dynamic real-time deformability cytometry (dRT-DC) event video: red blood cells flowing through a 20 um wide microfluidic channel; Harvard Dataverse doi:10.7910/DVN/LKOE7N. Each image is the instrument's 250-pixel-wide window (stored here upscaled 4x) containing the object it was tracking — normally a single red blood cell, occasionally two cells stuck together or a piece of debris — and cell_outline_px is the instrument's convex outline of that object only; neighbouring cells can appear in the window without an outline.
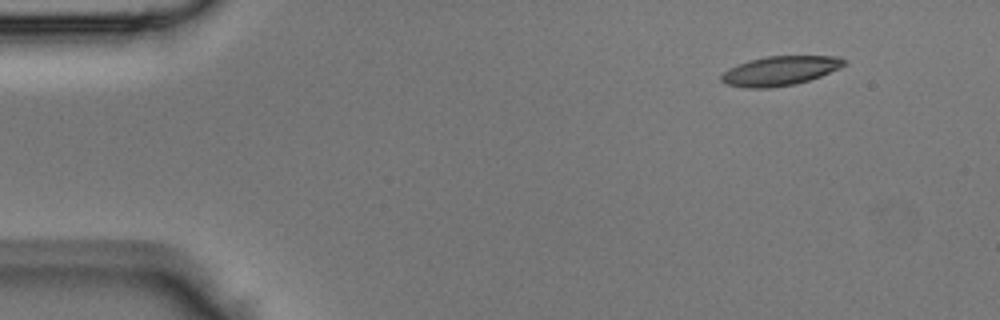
{"species": "Egyptian fruit bat (a non-hibernating species)", "species_latin": "Rousettus aegyptiacus", "temperature_condition": "room temperature", "stored_images_in_passage": 34, "camera_frame_rate_fps": 3000, "um_per_image_px": 0.085, "animal": {"sex": "male"}, "frame": {"image": 1, "passage_image": 1, "time_ms": 0.0, "image_size_px": [1000, 320], "cell_outline_px": [[844, 64], [840, 68], [820, 76], [796, 84], [768, 88], [744, 88], [724, 84], [720, 80], [720, 76], [728, 68], [736, 64], [748, 60], [768, 56], [840, 56], [844, 60]], "centroid_in_image_um": [66.24, 6.02], "position_along_channel_um": 18.8, "area_um2": 21.1}}
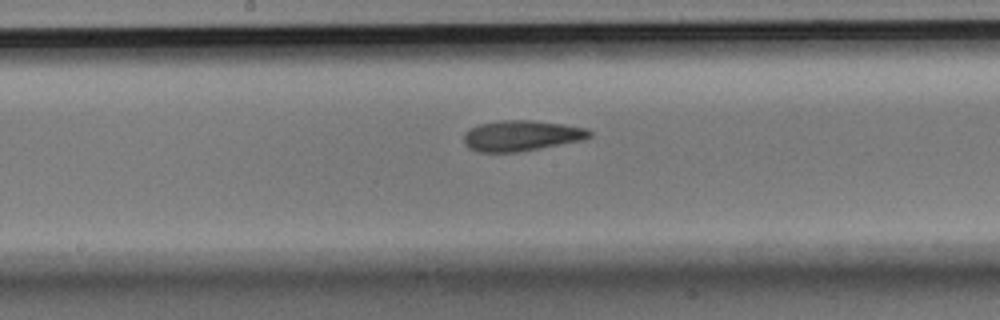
{"frame": {"image": 2, "passage_image": 19, "time_ms": 6.0, "image_size_px": [1000, 320], "cell_outline_px": [[592, 136], [580, 140], [516, 152], [476, 152], [468, 148], [464, 144], [464, 132], [480, 124], [504, 120], [532, 120], [560, 124], [584, 128], [592, 132]], "centroid_in_image_um": [44.25, 11.53], "position_along_channel_um": 203.9, "area_um2": 22.02}}
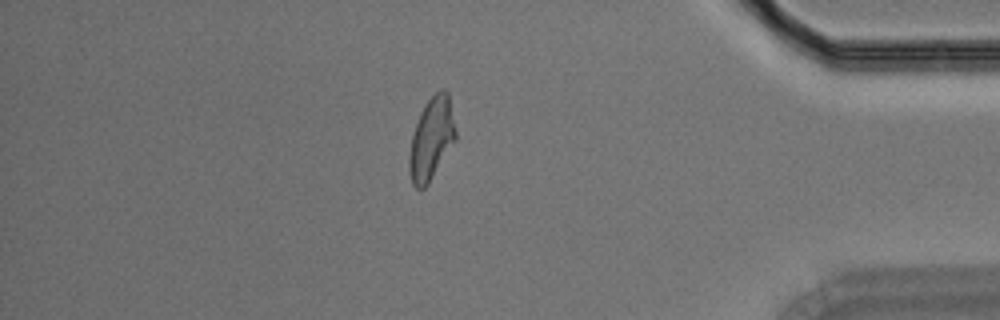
{"frame": {"image": 3, "passage_image": 34, "time_ms": 11.0, "image_size_px": [1000, 320], "cell_outline_px": [[456, 140], [428, 184], [424, 188], [416, 188], [412, 184], [408, 168], [408, 160], [412, 136], [420, 112], [428, 100], [440, 88], [444, 88], [448, 92], [456, 128]], "centroid_in_image_um": [36.68, 11.79], "position_along_channel_um": 398.5, "area_um2": 22.25}}